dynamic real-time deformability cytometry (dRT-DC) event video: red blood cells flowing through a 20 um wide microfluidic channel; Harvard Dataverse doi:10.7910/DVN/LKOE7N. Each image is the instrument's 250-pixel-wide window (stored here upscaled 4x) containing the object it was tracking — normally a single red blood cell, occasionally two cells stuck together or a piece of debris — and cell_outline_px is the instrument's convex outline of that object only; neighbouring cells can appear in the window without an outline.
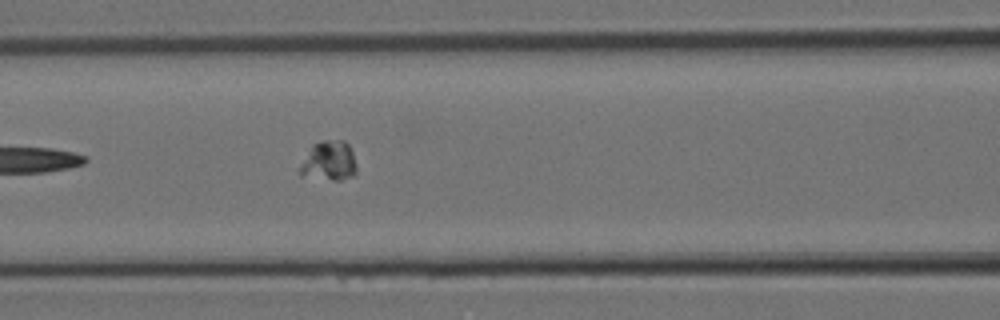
{"species": "Egyptian fruit bat (a non-hibernating species)", "species_latin": "Rousettus aegyptiacus", "temperature_condition": "room temperature", "stored_images_in_passage": 8, "camera_frame_rate_fps": 3000, "um_per_image_px": 0.085, "animal": {"sex": "female"}, "frame": {"image": 1, "passage_image": 8, "time_ms": 2.333, "image_size_px": [1000, 320], "cell_outline_px": [[356, 176], [340, 180], [332, 180], [300, 176], [296, 172], [300, 164], [312, 144], [324, 140], [344, 140], [348, 144], [352, 152], [356, 164]], "centroid_in_image_um": [27.93, 13.71], "position_along_channel_um": 138.7, "area_um2": 13.47}}